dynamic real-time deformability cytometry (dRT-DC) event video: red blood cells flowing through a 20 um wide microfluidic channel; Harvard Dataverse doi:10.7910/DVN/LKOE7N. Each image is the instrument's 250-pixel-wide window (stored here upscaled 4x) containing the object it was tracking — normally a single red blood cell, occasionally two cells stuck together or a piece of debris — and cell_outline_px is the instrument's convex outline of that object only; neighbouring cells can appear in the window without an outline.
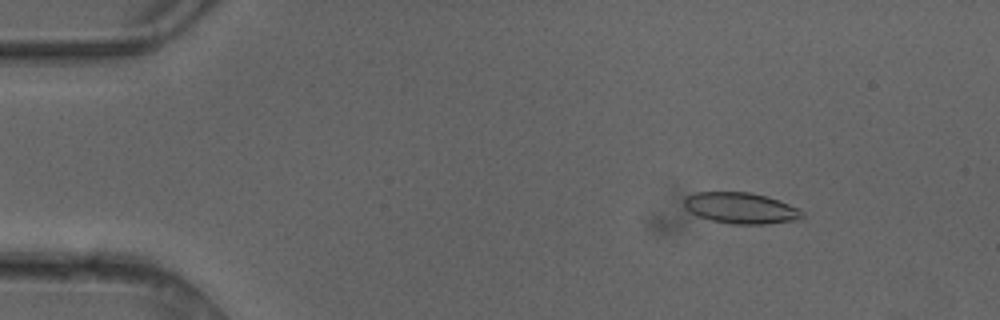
{"species": "common noctule bat (a hibernating species)", "species_latin": "Nyctalus noctula", "temperature_condition": "cold", "stored_images_in_passage": 4, "camera_frame_rate_fps": 3000, "um_per_image_px": 0.085, "animal": {"sex": "female"}, "frame": {"image": 1, "passage_image": 2, "time_ms": 0.333, "image_size_px": [1000, 320], "cell_outline_px": [[804, 216], [800, 220], [764, 224], [732, 224], [712, 220], [700, 216], [692, 212], [684, 204], [684, 200], [688, 196], [696, 192], [752, 192], [800, 208], [804, 212]], "centroid_in_image_um": [63.04, 17.69], "position_along_channel_um": 22.0, "area_um2": 21.15}}